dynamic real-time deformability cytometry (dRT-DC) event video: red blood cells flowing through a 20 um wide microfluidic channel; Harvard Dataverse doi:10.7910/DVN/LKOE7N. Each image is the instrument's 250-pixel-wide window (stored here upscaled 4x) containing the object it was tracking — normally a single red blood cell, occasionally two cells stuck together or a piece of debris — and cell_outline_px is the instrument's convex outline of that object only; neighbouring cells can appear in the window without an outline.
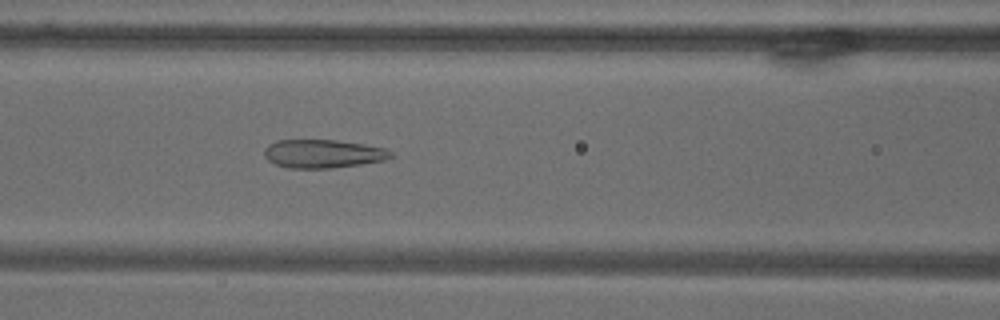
{"species": "common noctule bat (a hibernating species)", "species_latin": "Nyctalus noctula", "temperature_condition": "warm", "stored_images_in_passage": 8, "camera_frame_rate_fps": 3000, "um_per_image_px": 0.085, "animal": {"sex": "male", "body_mass_g": 18.8}, "frame": {"image": 1, "passage_image": 8, "time_ms": 10.0, "image_size_px": [1000, 320], "cell_outline_px": [[392, 156], [384, 160], [360, 164], [328, 168], [288, 168], [276, 164], [268, 160], [264, 156], [264, 148], [268, 144], [276, 140], [336, 140], [364, 144], [384, 148], [392, 152]], "centroid_in_image_um": [27.41, 13.06], "position_along_channel_um": 139.2, "area_um2": 20.87}}